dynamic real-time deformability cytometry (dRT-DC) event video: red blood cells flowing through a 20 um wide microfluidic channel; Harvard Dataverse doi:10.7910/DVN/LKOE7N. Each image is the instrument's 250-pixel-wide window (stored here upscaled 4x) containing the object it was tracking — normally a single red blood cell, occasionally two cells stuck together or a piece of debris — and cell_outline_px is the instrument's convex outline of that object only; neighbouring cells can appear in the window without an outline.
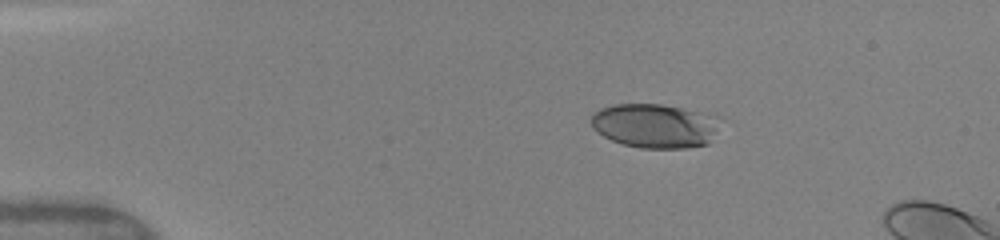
{"species": "human", "species_latin": "Homo sapiens", "temperature_condition": "warm", "stored_images_in_passage": 7, "camera_frame_rate_fps": 3000, "um_per_image_px": 0.085, "donor": {"sex": "female"}, "frame": {"image": 1, "passage_image": 1, "time_ms": 0.0, "image_size_px": [1000, 240], "cell_outline_px": [[720, 116], [716, 132], [708, 144], [688, 148], [640, 148], [624, 144], [612, 140], [604, 136], [592, 128], [592, 116], [600, 108], [612, 104], [660, 104]], "centroid_in_image_um": [55.68, 10.69], "position_along_channel_um": 29.3, "area_um2": 33.18}}